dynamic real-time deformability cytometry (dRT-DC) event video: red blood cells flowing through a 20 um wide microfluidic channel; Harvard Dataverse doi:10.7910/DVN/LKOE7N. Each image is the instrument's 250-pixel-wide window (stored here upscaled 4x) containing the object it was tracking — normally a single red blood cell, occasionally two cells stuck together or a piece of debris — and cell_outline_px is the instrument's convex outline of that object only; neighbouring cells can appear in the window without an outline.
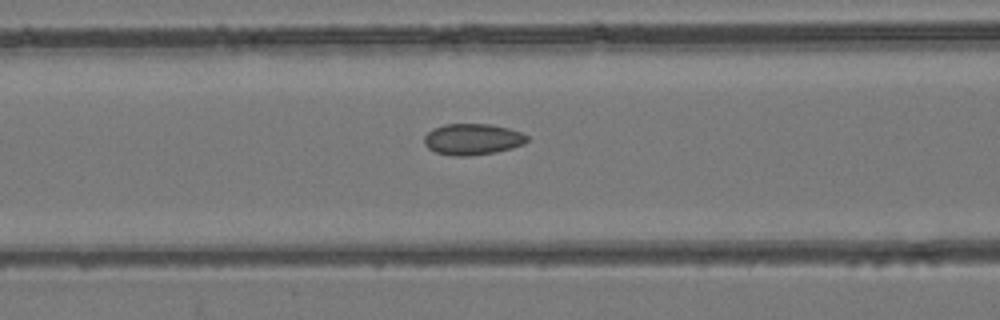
{"species": "common noctule bat (a hibernating species)", "species_latin": "Nyctalus noctula", "temperature_condition": "room temperature", "stored_images_in_passage": 50, "camera_frame_rate_fps": 3000, "um_per_image_px": 0.085, "animal": {"sex": "female", "body_mass_g": 24.6, "forearm_length_mm": 56.2}, "frame": {"image": 1, "passage_image": 21, "time_ms": 6.667, "image_size_px": [1000, 320], "cell_outline_px": [[528, 140], [524, 144], [512, 148], [496, 152], [472, 156], [452, 156], [436, 152], [428, 148], [424, 144], [424, 136], [432, 128], [444, 124], [492, 124], [508, 128], [520, 132], [528, 136]], "centroid_in_image_um": [40.15, 11.84], "position_along_channel_um": 126.4, "area_um2": 18.9}}
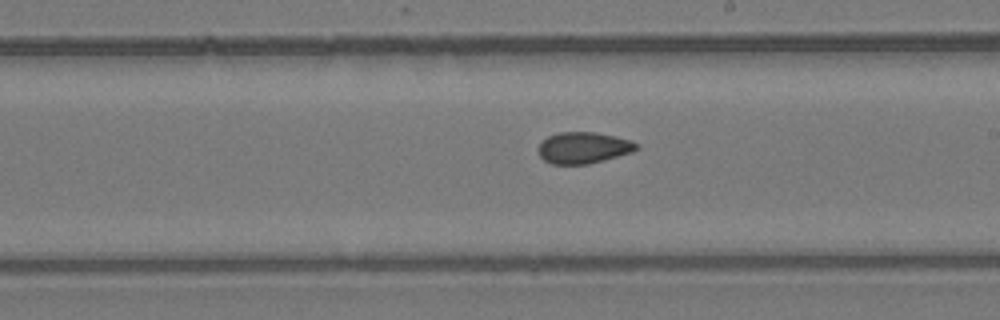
{"frame": {"image": 2, "passage_image": 29, "time_ms": 9.333, "image_size_px": [1000, 320], "cell_outline_px": [[640, 148], [632, 152], [604, 160], [588, 164], [552, 164], [544, 160], [540, 156], [540, 144], [548, 136], [560, 132], [596, 132], [616, 136], [632, 140], [640, 144]], "centroid_in_image_um": [49.66, 12.55], "position_along_channel_um": 239.3, "area_um2": 17.98}}
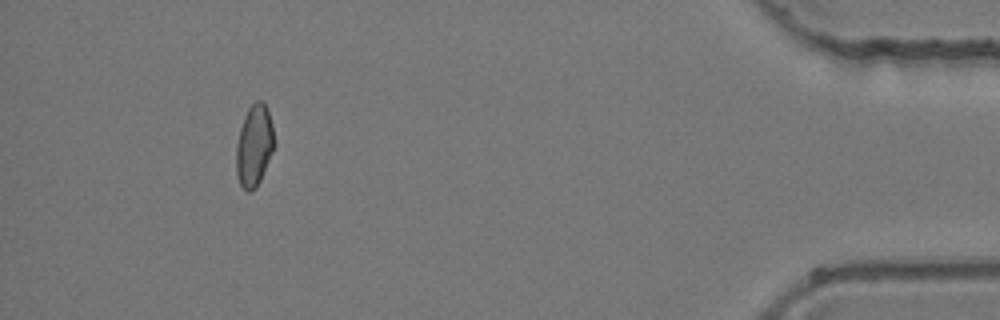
{"frame": {"image": 3, "passage_image": 46, "time_ms": 15.0, "image_size_px": [1000, 320], "cell_outline_px": [[276, 144], [260, 180], [256, 188], [252, 192], [248, 192], [240, 184], [236, 172], [236, 144], [240, 128], [244, 116], [248, 108], [256, 100], [260, 100], [268, 108], [272, 124]], "centroid_in_image_um": [21.62, 12.37], "position_along_channel_um": 413.6, "area_um2": 18.26}}